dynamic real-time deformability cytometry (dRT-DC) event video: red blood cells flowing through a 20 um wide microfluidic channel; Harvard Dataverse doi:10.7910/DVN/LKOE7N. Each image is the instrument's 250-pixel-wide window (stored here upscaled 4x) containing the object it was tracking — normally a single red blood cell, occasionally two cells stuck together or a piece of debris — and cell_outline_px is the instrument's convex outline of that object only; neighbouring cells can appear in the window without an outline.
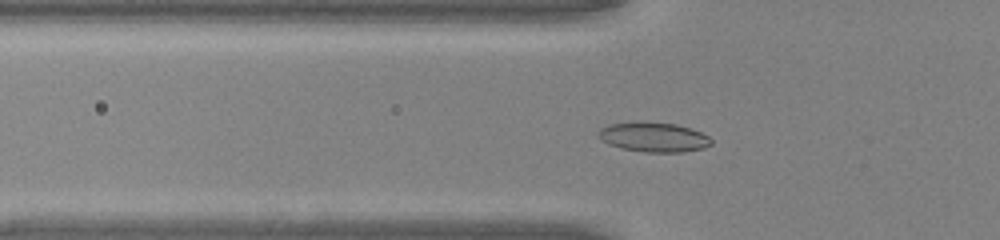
{"species": "common noctule bat (a hibernating species)", "species_latin": "Nyctalus noctula", "temperature_condition": "warm", "stored_images_in_passage": 46, "camera_frame_rate_fps": 3000, "um_per_image_px": 0.085, "animal": {"sex": "male", "body_mass_g": 20.0, "forearm_length_mm": 53.3}, "frame": {"image": 1, "passage_image": 14, "time_ms": 4.333, "image_size_px": [1000, 240], "cell_outline_px": [[712, 144], [704, 148], [680, 152], [644, 152], [624, 148], [608, 144], [596, 132], [600, 128], [608, 124], [676, 124], [700, 132], [708, 136], [712, 140]], "centroid_in_image_um": [55.6, 11.69], "position_along_channel_um": 70.2, "area_um2": 18.61}}
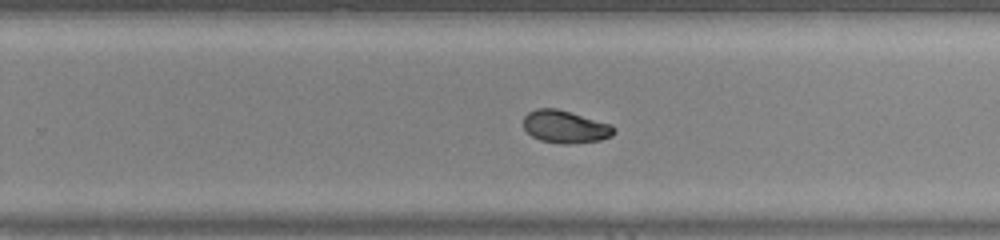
{"frame": {"image": 2, "passage_image": 29, "time_ms": 9.333, "image_size_px": [1000, 240], "cell_outline_px": [[616, 132], [612, 136], [600, 140], [568, 144], [564, 144], [540, 140], [532, 136], [524, 128], [524, 116], [528, 112], [536, 108], [556, 108], [612, 124], [616, 128]], "centroid_in_image_um": [48.07, 10.77], "position_along_channel_um": 281.7, "area_um2": 17.22}}
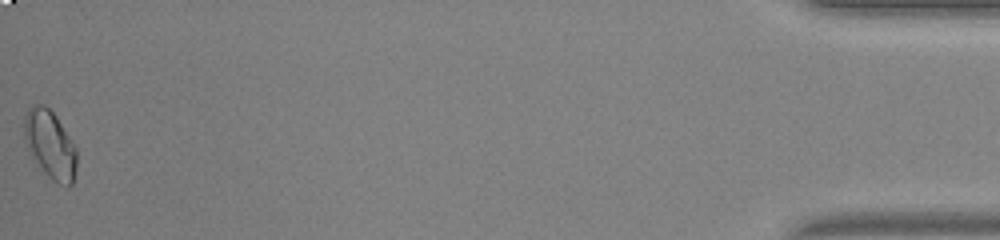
{"frame": {"image": 3, "passage_image": 46, "time_ms": 15.0, "image_size_px": [1000, 240], "cell_outline_px": [[76, 168], [72, 184], [68, 188], [56, 184], [44, 172], [28, 152], [24, 140], [24, 116], [28, 108], [32, 104], [44, 104], [56, 116], [76, 148]], "centroid_in_image_um": [4.24, 12.31], "position_along_channel_um": 431.0, "area_um2": 21.04}, "authors_computed_cell_mechanics": {"area_um2": 17.6001, "velocity_mm_per_s": 4.2371, "shape_relaxation_time_tau1_ms": 2.9799, "shape_relaxation_time_tau2_ms": null, "deformation_change_tau1": 0.1087, "deformation_change_tau2": null}}